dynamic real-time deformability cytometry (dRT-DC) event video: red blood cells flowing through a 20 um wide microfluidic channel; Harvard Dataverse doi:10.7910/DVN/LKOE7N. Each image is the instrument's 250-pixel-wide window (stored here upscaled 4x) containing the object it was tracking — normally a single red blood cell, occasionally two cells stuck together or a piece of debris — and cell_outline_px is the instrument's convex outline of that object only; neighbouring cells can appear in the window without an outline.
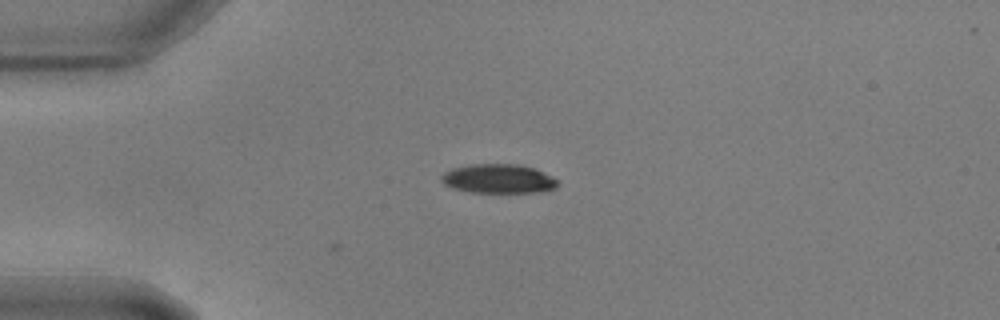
{"species": "common noctule bat (a hibernating species)", "species_latin": "Nyctalus noctula", "temperature_condition": "warm", "stored_images_in_passage": 5, "camera_frame_rate_fps": 3000, "um_per_image_px": 0.085, "animal": {"sex": "male", "body_mass_g": 17.9, "forearm_length_mm": 54.2}, "frame": {"image": 1, "passage_image": 5, "time_ms": 1.333, "image_size_px": [1000, 320], "cell_outline_px": [[560, 184], [556, 188], [544, 192], [472, 192], [456, 188], [444, 184], [440, 180], [440, 176], [444, 172], [452, 168], [472, 164], [516, 164], [532, 168], [552, 176]], "centroid_in_image_um": [42.38, 15.19], "position_along_channel_um": 42.6, "area_um2": 19.65}}